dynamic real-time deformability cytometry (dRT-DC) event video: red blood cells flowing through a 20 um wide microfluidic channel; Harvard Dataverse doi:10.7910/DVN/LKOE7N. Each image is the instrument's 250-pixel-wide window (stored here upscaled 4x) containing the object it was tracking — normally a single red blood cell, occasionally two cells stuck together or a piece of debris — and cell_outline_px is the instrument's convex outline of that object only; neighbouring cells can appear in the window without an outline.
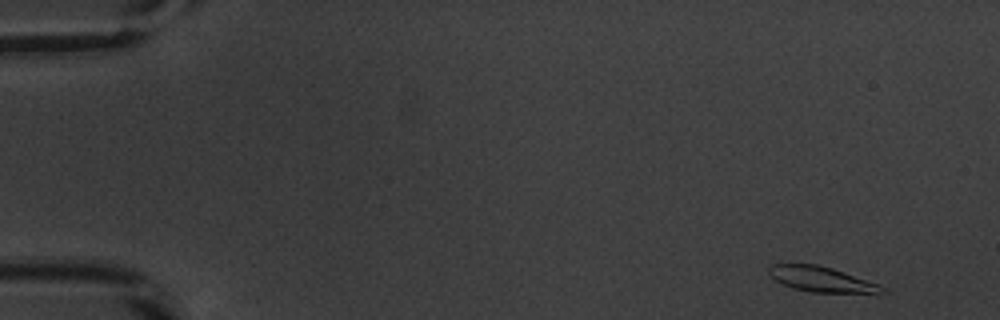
{"species": "common noctule bat (a hibernating species)", "species_latin": "Nyctalus noctula", "temperature_condition": "warm", "stored_images_in_passage": 14, "camera_frame_rate_fps": 3000, "um_per_image_px": 0.085, "animal": {"sex": "male", "body_mass_g": 20.1, "forearm_length_mm": 53.5}, "frame": {"image": 1, "passage_image": 1, "time_ms": 0.0, "image_size_px": [1000, 320], "cell_outline_px": [[888, 292], [812, 292], [792, 288], [776, 280], [768, 272], [768, 268], [772, 264], [816, 264], [832, 268], [876, 284], [884, 288]], "centroid_in_image_um": [69.73, 23.72], "position_along_channel_um": 15.3, "area_um2": 16.01}}